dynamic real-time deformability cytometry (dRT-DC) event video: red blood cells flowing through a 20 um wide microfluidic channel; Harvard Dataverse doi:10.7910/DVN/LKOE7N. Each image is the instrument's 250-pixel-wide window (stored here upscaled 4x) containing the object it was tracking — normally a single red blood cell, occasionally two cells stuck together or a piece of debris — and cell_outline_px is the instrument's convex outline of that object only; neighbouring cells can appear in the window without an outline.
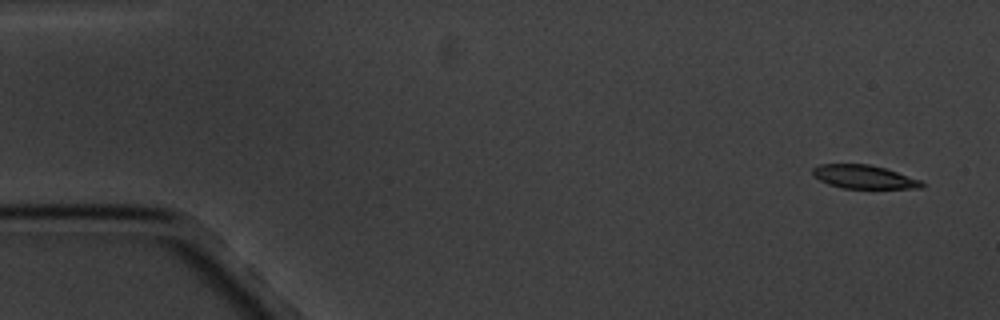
{"species": "common noctule bat (a hibernating species)", "species_latin": "Nyctalus noctula", "temperature_condition": "cold", "stored_images_in_passage": 5, "camera_frame_rate_fps": 3000, "um_per_image_px": 0.085, "animal": {"sex": "male", "body_mass_g": 20.1, "forearm_length_mm": 53.5}, "frame": {"image": 1, "passage_image": 1, "time_ms": 0.0, "image_size_px": [1000, 320], "cell_outline_px": [[924, 184], [920, 188], [844, 188], [828, 184], [820, 180], [812, 172], [812, 168], [820, 164], [868, 164], [884, 168], [920, 180]], "centroid_in_image_um": [73.4, 15.03], "position_along_channel_um": 11.6, "area_um2": 14.62}}
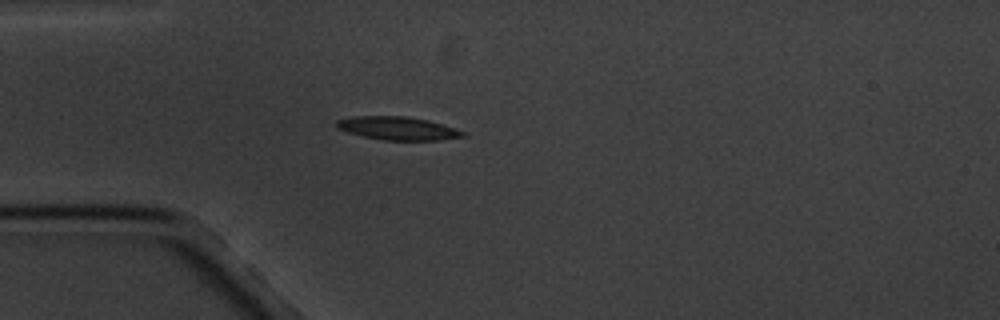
{"frame": {"image": 2, "passage_image": 4, "time_ms": 4.333, "image_size_px": [1000, 320], "cell_outline_px": [[464, 136], [440, 140], [384, 140], [364, 136], [348, 132], [336, 128], [336, 120], [352, 116], [408, 116], [428, 120], [456, 128], [464, 132]], "centroid_in_image_um": [33.79, 10.89], "position_along_channel_um": 51.2, "area_um2": 17.05}}